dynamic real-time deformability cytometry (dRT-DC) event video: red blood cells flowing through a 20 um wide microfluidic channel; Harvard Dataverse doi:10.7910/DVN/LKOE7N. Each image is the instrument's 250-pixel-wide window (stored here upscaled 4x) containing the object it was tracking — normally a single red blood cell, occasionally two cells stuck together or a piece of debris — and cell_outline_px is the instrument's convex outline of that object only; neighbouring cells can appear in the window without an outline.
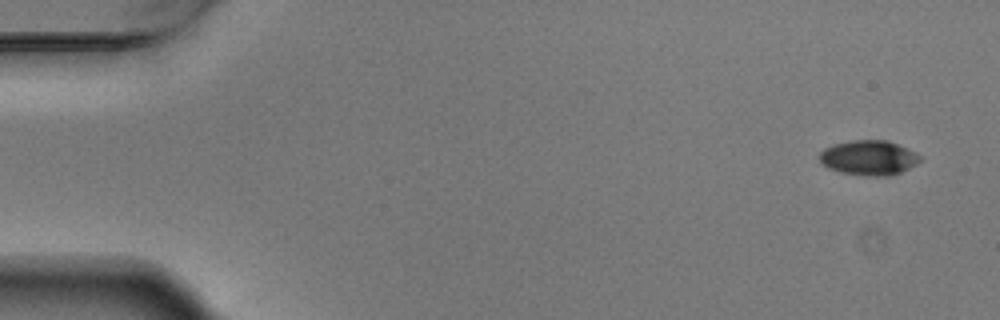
{"species": "Egyptian fruit bat (a non-hibernating species)", "species_latin": "Rousettus aegyptiacus", "temperature_condition": "warm", "stored_images_in_passage": 4, "camera_frame_rate_fps": 3000, "um_per_image_px": 0.085, "animal": {"sex": "male"}, "frame": {"image": 1, "passage_image": 1, "time_ms": 0.0, "image_size_px": [1000, 320], "cell_outline_px": [[920, 160], [916, 164], [900, 172], [888, 176], [872, 176], [840, 172], [828, 168], [820, 160], [820, 152], [824, 148], [836, 144], [852, 140], [888, 140], [916, 152], [920, 156]], "centroid_in_image_um": [73.86, 13.4], "position_along_channel_um": 11.1, "area_um2": 20.17}}
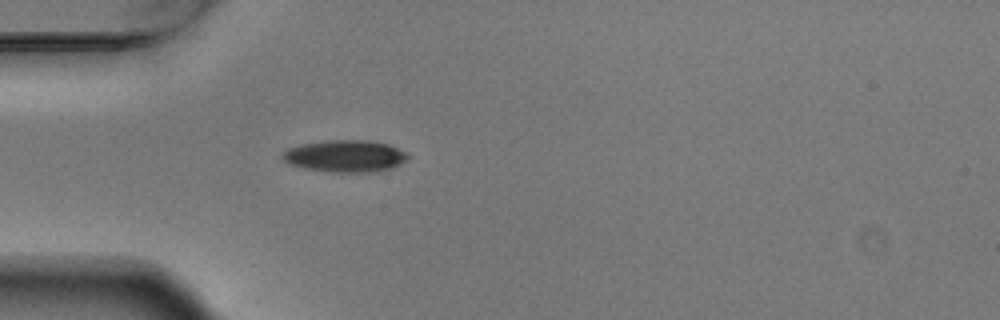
{"frame": {"image": 2, "passage_image": 4, "time_ms": 1.0, "image_size_px": [1000, 320], "cell_outline_px": [[408, 156], [400, 164], [392, 168], [376, 172], [332, 172], [304, 168], [288, 164], [280, 156], [288, 148], [300, 144], [332, 140], [368, 140], [388, 144], [404, 152]], "centroid_in_image_um": [29.3, 13.27], "position_along_channel_um": 55.7, "area_um2": 23.24}}